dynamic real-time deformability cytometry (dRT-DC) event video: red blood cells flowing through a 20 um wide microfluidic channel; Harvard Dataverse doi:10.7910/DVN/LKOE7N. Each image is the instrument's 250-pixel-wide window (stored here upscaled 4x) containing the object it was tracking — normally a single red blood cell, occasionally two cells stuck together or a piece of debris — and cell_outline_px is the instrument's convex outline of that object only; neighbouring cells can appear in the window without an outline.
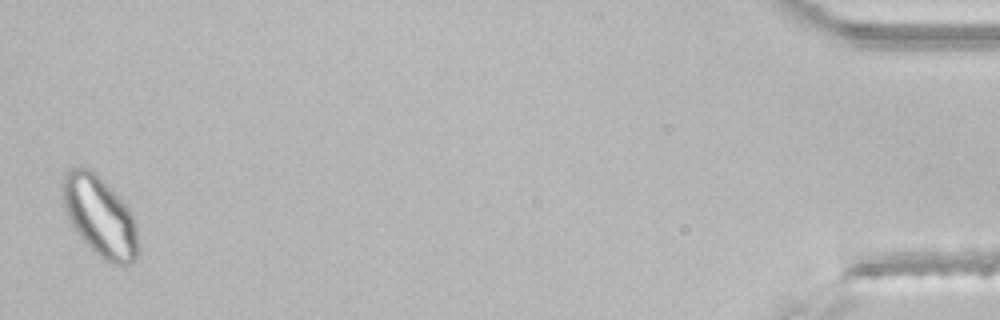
{"species": "common noctule bat (a hibernating species)", "species_latin": "Nyctalus noctula", "temperature_condition": "room temperature", "stored_images_in_passage": 48, "segment_of_instrument_passage": [2, 2], "camera_frame_rate_fps": 3000, "um_per_image_px": 0.085, "animal": {"sex": "male", "body_mass_g": 21.5, "forearm_length_mm": 52.0}, "frame": {"image": 1, "passage_image": 48, "time_ms": 15.667, "image_size_px": [1000, 320], "cell_outline_px": [[140, 248], [136, 260], [132, 264], [124, 268], [112, 264], [104, 260], [92, 252], [76, 232], [64, 208], [60, 188], [60, 184], [64, 176], [76, 164], [88, 168], [96, 172], [100, 176], [132, 212], [136, 228]], "centroid_in_image_um": [8.5, 18.43], "position_along_channel_um": 426.7, "area_um2": 36.18}}